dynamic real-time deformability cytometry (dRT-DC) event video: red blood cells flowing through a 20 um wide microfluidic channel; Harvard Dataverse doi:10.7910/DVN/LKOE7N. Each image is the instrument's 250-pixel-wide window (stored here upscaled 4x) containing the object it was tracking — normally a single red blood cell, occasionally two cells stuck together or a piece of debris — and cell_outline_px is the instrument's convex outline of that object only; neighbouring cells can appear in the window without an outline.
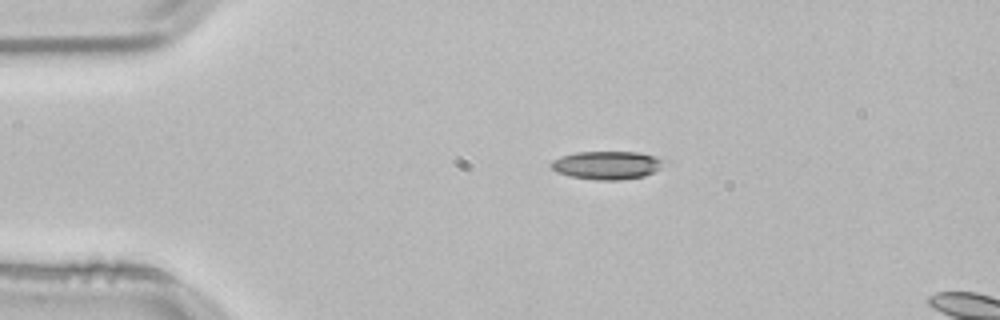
{"species": "common noctule bat (a hibernating species)", "species_latin": "Nyctalus noctula", "temperature_condition": "room temperature", "stored_images_in_passage": 5, "camera_frame_rate_fps": 3000, "um_per_image_px": 0.085, "animal": {"sex": "male", "body_mass_g": 21.5, "forearm_length_mm": 52.0}, "frame": {"image": 1, "passage_image": 1, "time_ms": 0.0, "image_size_px": [1000, 320], "cell_outline_px": [[672, 160], [660, 168], [644, 176], [620, 180], [592, 180], [572, 176], [556, 172], [552, 168], [552, 160], [560, 156], [576, 152], [640, 152]], "centroid_in_image_um": [51.67, 14.03], "position_along_channel_um": 33.3, "area_um2": 18.84}}